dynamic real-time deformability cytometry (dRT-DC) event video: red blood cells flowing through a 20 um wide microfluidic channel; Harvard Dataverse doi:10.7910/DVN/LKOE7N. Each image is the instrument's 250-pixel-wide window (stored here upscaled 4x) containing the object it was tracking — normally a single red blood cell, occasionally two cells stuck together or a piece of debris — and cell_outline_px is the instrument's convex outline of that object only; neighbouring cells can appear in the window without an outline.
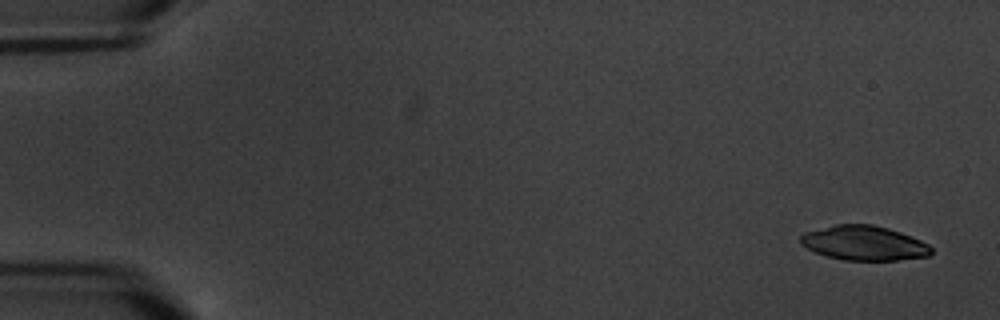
{"species": "common noctule bat (a hibernating species)", "species_latin": "Nyctalus noctula", "temperature_condition": "warm", "stored_images_in_passage": 17, "camera_frame_rate_fps": 3000, "um_per_image_px": 0.085, "animal": {"sex": "male", "body_mass_g": 20.1, "forearm_length_mm": 53.5}, "frame": {"image": 1, "passage_image": 1, "time_ms": 0.0, "image_size_px": [1000, 320], "cell_outline_px": [[932, 252], [928, 256], [896, 260], [844, 260], [828, 256], [816, 252], [800, 244], [800, 236], [804, 232], [836, 224], [872, 224], [888, 228], [900, 232], [920, 240], [928, 244], [932, 248]], "centroid_in_image_um": [73.43, 20.65], "position_along_channel_um": 11.6, "area_um2": 26.18}}
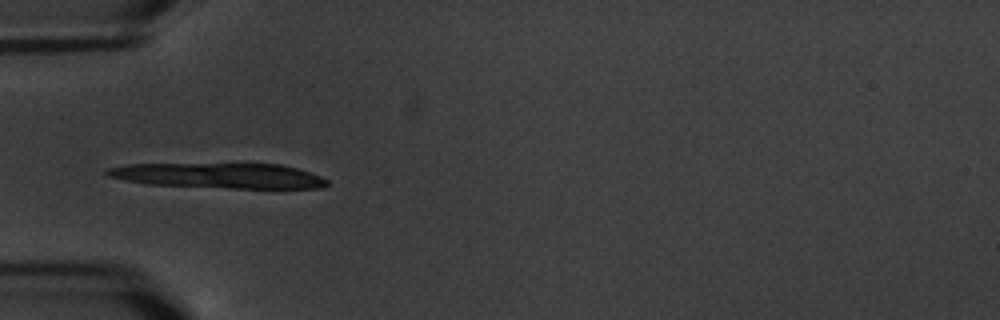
{"frame": {"image": 2, "passage_image": 6, "time_ms": 5.667, "image_size_px": [1000, 320], "cell_outline_px": [[328, 184], [320, 188], [228, 188], [148, 184], [108, 176], [104, 172], [104, 168], [128, 164], [280, 164], [296, 168], [320, 176], [328, 180]], "centroid_in_image_um": [18.6, 14.93], "position_along_channel_um": 66.4, "area_um2": 32.08}}